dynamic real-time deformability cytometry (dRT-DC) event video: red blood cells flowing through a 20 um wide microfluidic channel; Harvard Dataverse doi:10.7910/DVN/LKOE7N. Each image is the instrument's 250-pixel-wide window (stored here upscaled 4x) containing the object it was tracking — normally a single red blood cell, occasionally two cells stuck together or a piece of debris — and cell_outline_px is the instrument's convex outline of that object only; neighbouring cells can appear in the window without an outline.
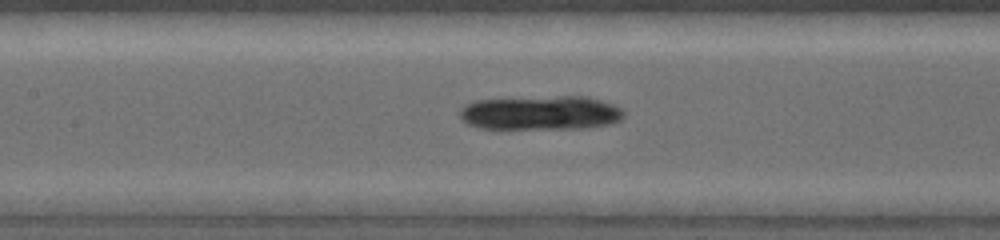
{"species": "common noctule bat (a hibernating species)", "species_latin": "Nyctalus noctula", "temperature_condition": "warm", "stored_images_in_passage": 7, "camera_frame_rate_fps": 5000, "um_per_image_px": 0.085, "animal": {"sex": "female", "body_mass_g": 19.0, "forearm_length_mm": 53.3}, "frame": {"image": 1, "passage_image": 7, "time_ms": 4.0, "image_size_px": [1000, 240], "cell_outline_px": [[624, 116], [620, 120], [612, 124], [588, 128], [480, 128], [468, 124], [460, 120], [460, 108], [464, 104], [472, 100], [560, 96], [588, 96], [612, 104], [620, 108], [624, 112]], "centroid_in_image_um": [45.94, 9.59], "position_along_channel_um": 161.5, "area_um2": 32.83}}